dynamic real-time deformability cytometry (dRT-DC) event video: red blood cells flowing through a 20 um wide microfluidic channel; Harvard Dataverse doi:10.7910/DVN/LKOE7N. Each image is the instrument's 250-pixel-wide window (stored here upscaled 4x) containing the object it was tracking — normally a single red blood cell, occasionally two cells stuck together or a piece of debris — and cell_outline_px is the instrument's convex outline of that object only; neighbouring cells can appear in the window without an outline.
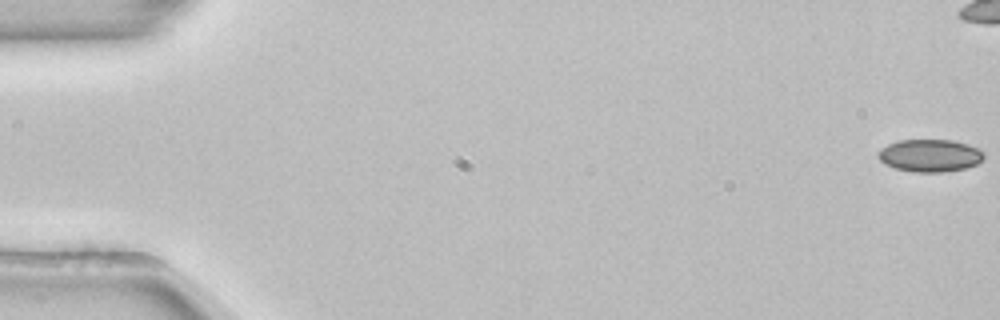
{"species": "common noctule bat (a hibernating species)", "species_latin": "Nyctalus noctula", "temperature_condition": "room temperature", "stored_images_in_passage": 44, "camera_frame_rate_fps": 3000, "um_per_image_px": 0.085, "animal": {"sex": "female", "body_mass_g": 22.7, "forearm_length_mm": 54.2}, "frame": {"image": 1, "passage_image": 1, "time_ms": 0.0, "image_size_px": [1000, 320], "cell_outline_px": [[984, 156], [976, 164], [964, 168], [944, 172], [916, 172], [896, 168], [884, 164], [876, 156], [876, 152], [880, 148], [888, 144], [900, 140], [952, 140], [968, 144], [984, 152]], "centroid_in_image_um": [78.99, 13.21], "position_along_channel_um": 6.0, "area_um2": 20.0}}